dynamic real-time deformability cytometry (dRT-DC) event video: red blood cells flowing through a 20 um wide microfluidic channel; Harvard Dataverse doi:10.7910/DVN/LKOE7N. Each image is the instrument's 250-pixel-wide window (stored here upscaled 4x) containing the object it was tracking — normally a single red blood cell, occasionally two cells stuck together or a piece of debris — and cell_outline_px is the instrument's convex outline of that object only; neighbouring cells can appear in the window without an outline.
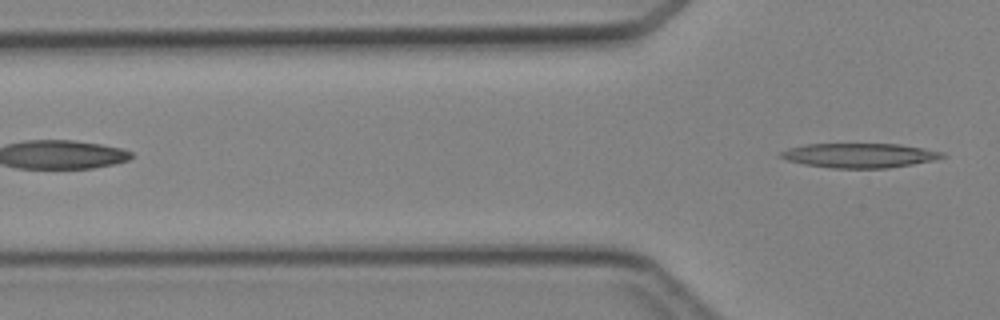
{"species": "Egyptian fruit bat (a non-hibernating species)", "species_latin": "Rousettus aegyptiacus", "temperature_condition": "cold", "stored_images_in_passage": 4, "camera_frame_rate_fps": 3000, "um_per_image_px": 0.085, "animal": {"sex": "female"}, "frame": {"image": 1, "passage_image": 4, "time_ms": 3.333, "image_size_px": [1000, 320], "cell_outline_px": [[948, 156], [936, 160], [888, 168], [832, 168], [804, 164], [788, 160], [780, 156], [780, 152], [788, 148], [804, 144], [900, 144], [944, 152]], "centroid_in_image_um": [73.1, 13.21], "position_along_channel_um": 52.7, "area_um2": 23.06}}